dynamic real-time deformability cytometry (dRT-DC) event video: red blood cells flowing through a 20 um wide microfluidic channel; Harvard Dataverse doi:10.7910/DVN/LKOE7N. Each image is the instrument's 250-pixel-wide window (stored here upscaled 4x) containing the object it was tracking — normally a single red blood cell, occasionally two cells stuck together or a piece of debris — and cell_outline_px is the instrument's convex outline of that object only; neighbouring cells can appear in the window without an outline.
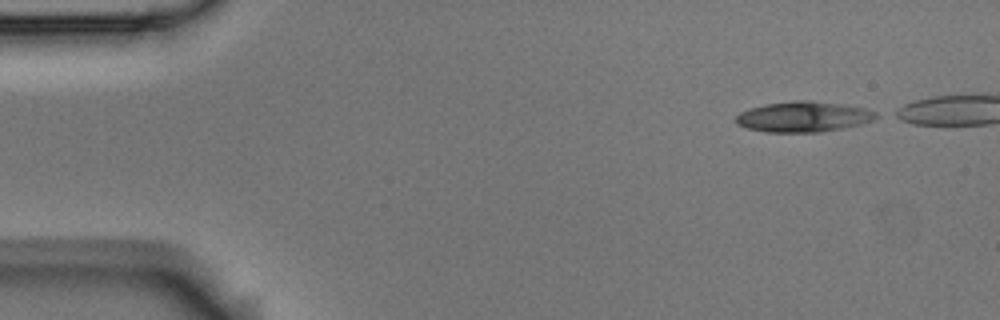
{"species": "Egyptian fruit bat (a non-hibernating species)", "species_latin": "Rousettus aegyptiacus", "temperature_condition": "room temperature", "stored_images_in_passage": 5, "camera_frame_rate_fps": 3000, "um_per_image_px": 0.085, "animal": {"sex": "male"}, "frame": {"image": 1, "passage_image": 1, "time_ms": 0.0, "image_size_px": [1000, 320], "cell_outline_px": [[880, 116], [872, 120], [860, 124], [820, 132], [768, 132], [748, 128], [736, 124], [736, 116], [740, 112], [748, 108], [764, 104], [796, 100], [808, 100], [840, 104], [864, 108], [876, 112]], "centroid_in_image_um": [68.26, 9.91], "position_along_channel_um": 16.7, "area_um2": 24.74}}